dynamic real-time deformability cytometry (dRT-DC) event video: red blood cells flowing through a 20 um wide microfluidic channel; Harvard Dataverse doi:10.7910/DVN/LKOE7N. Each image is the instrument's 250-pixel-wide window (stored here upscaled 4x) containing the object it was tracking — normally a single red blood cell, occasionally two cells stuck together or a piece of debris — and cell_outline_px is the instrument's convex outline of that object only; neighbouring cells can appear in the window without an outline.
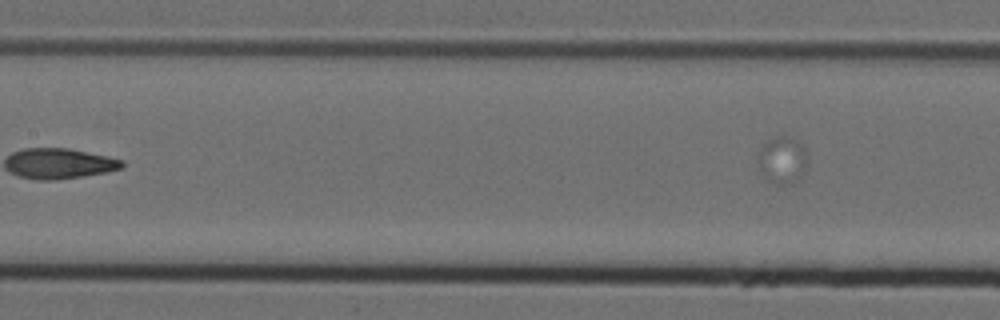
{"species": "Egyptian fruit bat (a non-hibernating species)", "species_latin": "Rousettus aegyptiacus", "temperature_condition": "cold", "stored_images_in_passage": 7, "segment_of_instrument_passage": [2, 2], "camera_frame_rate_fps": 3000, "um_per_image_px": 0.085, "animal": {"sex": "female"}, "frame": {"image": 1, "passage_image": 7, "time_ms": 2.0, "image_size_px": [1000, 320], "cell_outline_px": [[808, 164], [804, 172], [796, 180], [788, 184], [776, 184], [768, 180], [764, 176], [760, 168], [760, 148], [768, 140], [776, 136], [784, 136], [796, 140], [804, 148], [808, 160]], "centroid_in_image_um": [66.54, 13.61], "position_along_channel_um": 140.9, "area_um2": 13.24}}